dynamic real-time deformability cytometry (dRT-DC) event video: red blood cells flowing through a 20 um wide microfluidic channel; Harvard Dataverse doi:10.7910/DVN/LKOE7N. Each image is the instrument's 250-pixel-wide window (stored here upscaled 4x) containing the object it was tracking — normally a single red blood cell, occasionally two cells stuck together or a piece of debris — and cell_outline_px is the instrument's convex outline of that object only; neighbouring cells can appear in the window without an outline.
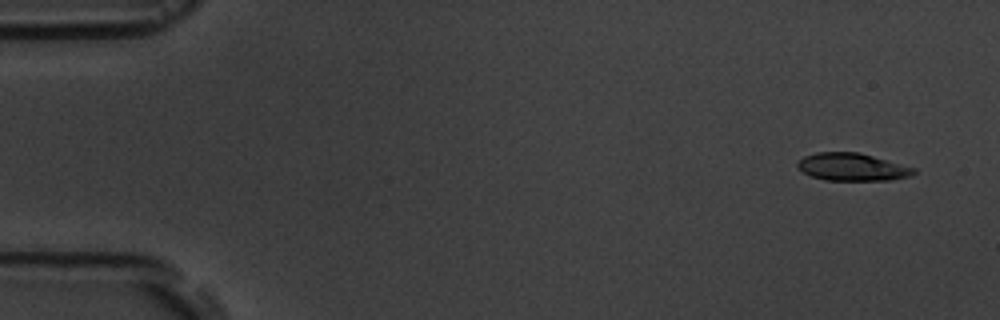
{"species": "common noctule bat (a hibernating species)", "species_latin": "Nyctalus noctula", "temperature_condition": "room temperature", "stored_images_in_passage": 6, "camera_frame_rate_fps": 3000, "um_per_image_px": 0.085, "animal": {"sex": "male", "body_mass_g": 19.5, "forearm_length_mm": 54.6}, "frame": {"image": 1, "passage_image": 1, "time_ms": 0.0, "image_size_px": [1000, 320], "cell_outline_px": [[916, 172], [912, 176], [892, 180], [824, 180], [812, 176], [804, 172], [796, 164], [796, 160], [804, 156], [816, 152], [860, 152], [916, 168]], "centroid_in_image_um": [72.46, 14.19], "position_along_channel_um": 12.5, "area_um2": 18.84}}
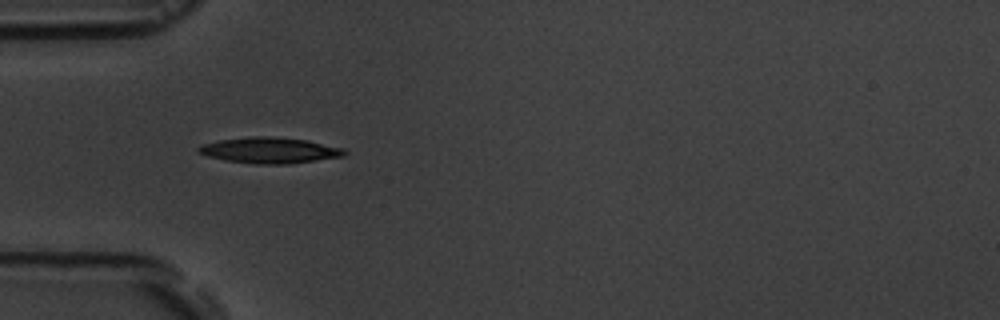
{"frame": {"image": 2, "passage_image": 5, "time_ms": 4.667, "image_size_px": [1000, 320], "cell_outline_px": [[348, 152], [344, 156], [288, 164], [256, 164], [224, 160], [208, 156], [196, 152], [196, 148], [200, 144], [220, 140], [252, 136], [272, 136], [308, 140], [344, 148]], "centroid_in_image_um": [22.91, 12.77], "position_along_channel_um": 62.1, "area_um2": 22.2}}
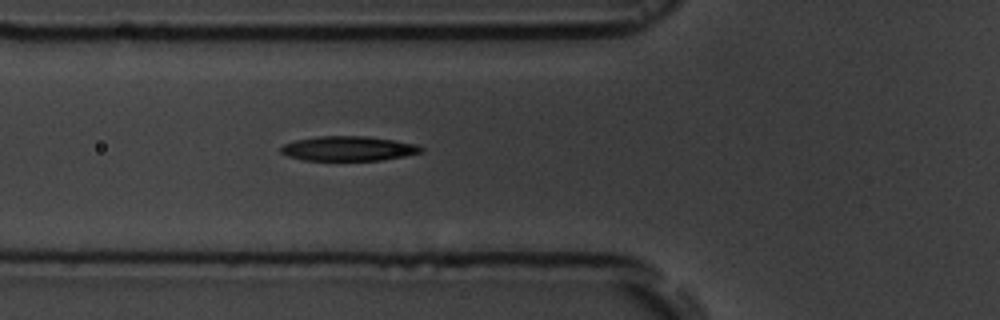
{"frame": {"image": 3, "passage_image": 6, "time_ms": 5.667, "image_size_px": [1000, 320], "cell_outline_px": [[424, 152], [404, 156], [380, 160], [304, 160], [288, 156], [280, 152], [280, 148], [284, 144], [296, 140], [316, 136], [368, 136], [396, 140], [416, 144], [424, 148]], "centroid_in_image_um": [29.64, 12.62], "position_along_channel_um": 96.2, "area_um2": 20.23}}